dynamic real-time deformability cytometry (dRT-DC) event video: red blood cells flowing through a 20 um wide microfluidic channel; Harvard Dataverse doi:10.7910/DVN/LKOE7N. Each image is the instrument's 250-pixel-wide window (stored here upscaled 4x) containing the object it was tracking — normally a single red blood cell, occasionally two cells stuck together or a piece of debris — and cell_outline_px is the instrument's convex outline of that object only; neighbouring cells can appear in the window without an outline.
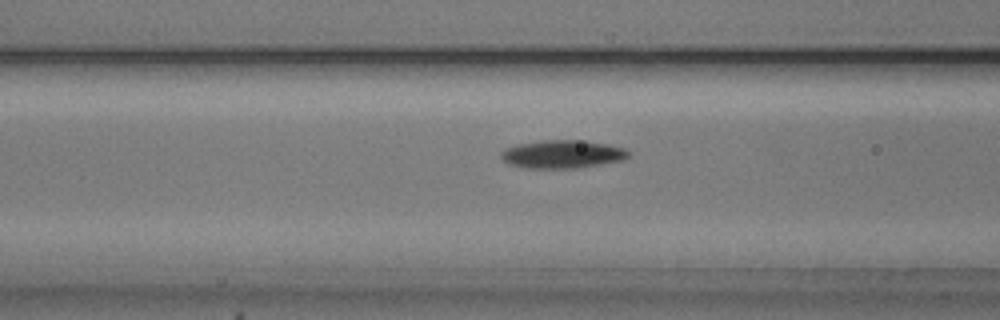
{"species": "common noctule bat (a hibernating species)", "species_latin": "Nyctalus noctula", "temperature_condition": "cold", "stored_images_in_passage": 53, "camera_frame_rate_fps": 3000, "um_per_image_px": 0.085, "animal": {"sex": "male", "body_mass_g": 20.5, "forearm_length_mm": 52.5}, "frame": {"image": 1, "passage_image": 21, "time_ms": 6.667, "image_size_px": [1000, 320], "cell_outline_px": [[628, 156], [624, 160], [576, 168], [528, 168], [508, 164], [500, 156], [500, 152], [504, 148], [520, 144], [540, 140], [576, 140], [608, 144], [624, 148], [628, 152]], "centroid_in_image_um": [47.77, 13.1], "position_along_channel_um": 118.8, "area_um2": 20.75}}
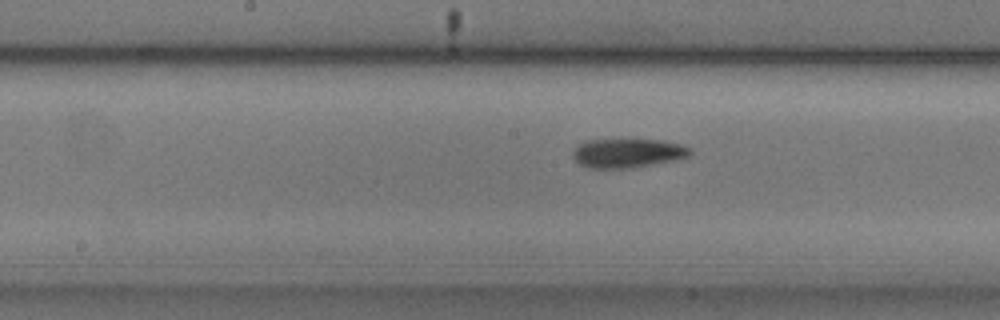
{"frame": {"image": 2, "passage_image": 27, "time_ms": 8.667, "image_size_px": [1000, 320], "cell_outline_px": [[692, 156], [680, 160], [636, 168], [588, 168], [580, 164], [572, 156], [572, 152], [584, 140], [664, 140], [684, 144], [692, 148]], "centroid_in_image_um": [53.47, 13.03], "position_along_channel_um": 194.7, "area_um2": 20.4}}
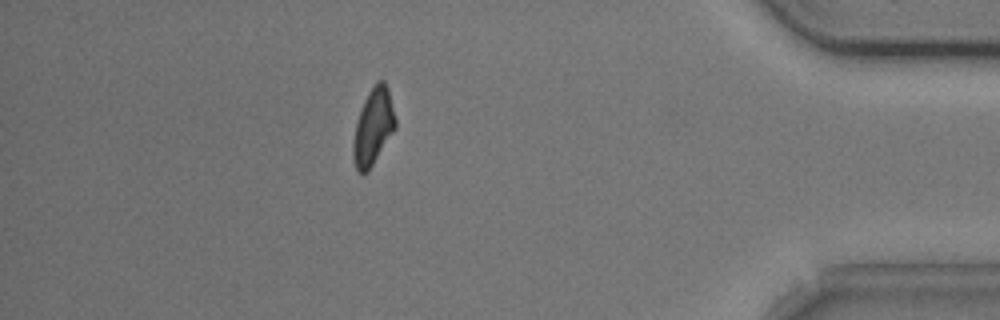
{"frame": {"image": 3, "passage_image": 47, "time_ms": 15.333, "image_size_px": [1000, 320], "cell_outline_px": [[396, 128], [368, 172], [356, 172], [352, 156], [352, 144], [356, 124], [364, 100], [368, 92], [376, 80], [384, 80], [388, 88], [396, 120]], "centroid_in_image_um": [31.72, 10.78], "position_along_channel_um": 403.5, "area_um2": 18.84}, "authors_computed_cell_mechanics": {"area_um2": 19.7098, "velocity_mm_per_s": 3.7992, "shape_relaxation_time_tau1_ms": 4.2406, "shape_relaxation_time_tau2_ms": 8.5424, "deformation_change_tau1": 0.1302, "deformation_change_tau2": 0.1774}}